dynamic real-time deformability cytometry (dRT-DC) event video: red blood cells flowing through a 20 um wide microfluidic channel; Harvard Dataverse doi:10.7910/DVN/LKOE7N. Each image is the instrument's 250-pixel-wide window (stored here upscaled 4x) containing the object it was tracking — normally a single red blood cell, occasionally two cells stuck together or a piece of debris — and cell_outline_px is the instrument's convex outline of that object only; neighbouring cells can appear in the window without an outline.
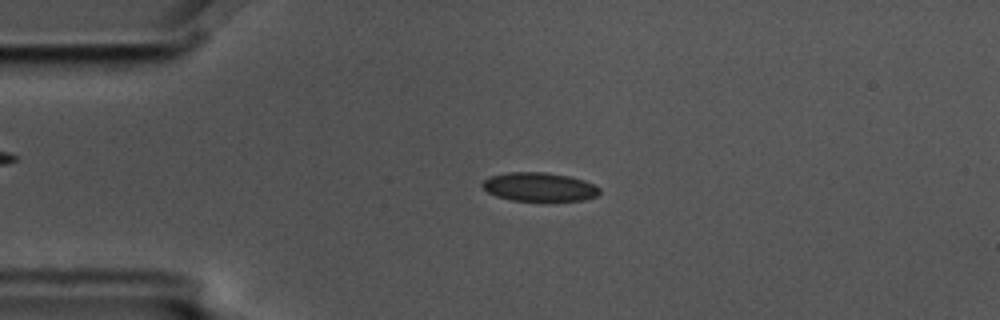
{"species": "common noctule bat (a hibernating species)", "species_latin": "Nyctalus noctula", "temperature_condition": "cold", "stored_images_in_passage": 4, "camera_frame_rate_fps": 3000, "um_per_image_px": 0.085, "animal": {"sex": "male", "body_mass_g": 17.5, "forearm_length_mm": 52.3}, "frame": {"image": 1, "passage_image": 2, "time_ms": 0.333, "image_size_px": [1000, 320], "cell_outline_px": [[600, 192], [596, 196], [584, 200], [512, 200], [496, 196], [488, 192], [480, 184], [488, 176], [508, 172], [544, 172], [568, 176], [584, 180], [600, 188]], "centroid_in_image_um": [45.81, 15.87], "position_along_channel_um": 39.2, "area_um2": 19.48}}